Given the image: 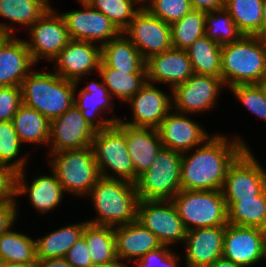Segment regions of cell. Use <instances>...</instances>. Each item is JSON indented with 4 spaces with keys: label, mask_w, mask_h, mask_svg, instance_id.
I'll return each instance as SVG.
<instances>
[{
    "label": "cell",
    "mask_w": 266,
    "mask_h": 267,
    "mask_svg": "<svg viewBox=\"0 0 266 267\" xmlns=\"http://www.w3.org/2000/svg\"><path fill=\"white\" fill-rule=\"evenodd\" d=\"M147 82L168 83L171 91L194 74L186 50L171 47L146 60Z\"/></svg>",
    "instance_id": "ffe728a7"
},
{
    "label": "cell",
    "mask_w": 266,
    "mask_h": 267,
    "mask_svg": "<svg viewBox=\"0 0 266 267\" xmlns=\"http://www.w3.org/2000/svg\"><path fill=\"white\" fill-rule=\"evenodd\" d=\"M12 122L22 143H49L50 121L37 110L22 104Z\"/></svg>",
    "instance_id": "f546056e"
},
{
    "label": "cell",
    "mask_w": 266,
    "mask_h": 267,
    "mask_svg": "<svg viewBox=\"0 0 266 267\" xmlns=\"http://www.w3.org/2000/svg\"><path fill=\"white\" fill-rule=\"evenodd\" d=\"M226 226L204 227L187 231L186 265L209 267L222 257Z\"/></svg>",
    "instance_id": "44dd1931"
},
{
    "label": "cell",
    "mask_w": 266,
    "mask_h": 267,
    "mask_svg": "<svg viewBox=\"0 0 266 267\" xmlns=\"http://www.w3.org/2000/svg\"><path fill=\"white\" fill-rule=\"evenodd\" d=\"M209 267H242L223 256L215 260Z\"/></svg>",
    "instance_id": "816d5d0a"
},
{
    "label": "cell",
    "mask_w": 266,
    "mask_h": 267,
    "mask_svg": "<svg viewBox=\"0 0 266 267\" xmlns=\"http://www.w3.org/2000/svg\"><path fill=\"white\" fill-rule=\"evenodd\" d=\"M146 9L153 16L172 25L188 14L192 7L189 0H154Z\"/></svg>",
    "instance_id": "60d3db41"
},
{
    "label": "cell",
    "mask_w": 266,
    "mask_h": 267,
    "mask_svg": "<svg viewBox=\"0 0 266 267\" xmlns=\"http://www.w3.org/2000/svg\"><path fill=\"white\" fill-rule=\"evenodd\" d=\"M192 9L212 12L224 8L225 0H189Z\"/></svg>",
    "instance_id": "c3c4849f"
},
{
    "label": "cell",
    "mask_w": 266,
    "mask_h": 267,
    "mask_svg": "<svg viewBox=\"0 0 266 267\" xmlns=\"http://www.w3.org/2000/svg\"><path fill=\"white\" fill-rule=\"evenodd\" d=\"M256 85L258 88L261 90L263 96L266 99V76H263L257 83Z\"/></svg>",
    "instance_id": "9f6ffc18"
},
{
    "label": "cell",
    "mask_w": 266,
    "mask_h": 267,
    "mask_svg": "<svg viewBox=\"0 0 266 267\" xmlns=\"http://www.w3.org/2000/svg\"><path fill=\"white\" fill-rule=\"evenodd\" d=\"M76 96H74V105L96 130L106 129L120 121V118L104 120L101 118L95 122L96 118H100L101 114H103L104 110H111V101L114 97L109 93L103 82L92 81L85 88H82L79 91V95Z\"/></svg>",
    "instance_id": "d4e9b609"
},
{
    "label": "cell",
    "mask_w": 266,
    "mask_h": 267,
    "mask_svg": "<svg viewBox=\"0 0 266 267\" xmlns=\"http://www.w3.org/2000/svg\"><path fill=\"white\" fill-rule=\"evenodd\" d=\"M109 93L128 102L147 82V72H123L109 66L97 71Z\"/></svg>",
    "instance_id": "1f68e13d"
},
{
    "label": "cell",
    "mask_w": 266,
    "mask_h": 267,
    "mask_svg": "<svg viewBox=\"0 0 266 267\" xmlns=\"http://www.w3.org/2000/svg\"><path fill=\"white\" fill-rule=\"evenodd\" d=\"M65 258L72 267H90L93 265L86 239L83 235L68 250Z\"/></svg>",
    "instance_id": "f6af8a7d"
},
{
    "label": "cell",
    "mask_w": 266,
    "mask_h": 267,
    "mask_svg": "<svg viewBox=\"0 0 266 267\" xmlns=\"http://www.w3.org/2000/svg\"><path fill=\"white\" fill-rule=\"evenodd\" d=\"M14 26L12 23H0V49L2 45L12 36V31H14Z\"/></svg>",
    "instance_id": "f907efd6"
},
{
    "label": "cell",
    "mask_w": 266,
    "mask_h": 267,
    "mask_svg": "<svg viewBox=\"0 0 266 267\" xmlns=\"http://www.w3.org/2000/svg\"><path fill=\"white\" fill-rule=\"evenodd\" d=\"M96 131L82 116L81 111L73 105L62 115L50 121L48 143L52 144L50 153L91 146Z\"/></svg>",
    "instance_id": "5bb4252c"
},
{
    "label": "cell",
    "mask_w": 266,
    "mask_h": 267,
    "mask_svg": "<svg viewBox=\"0 0 266 267\" xmlns=\"http://www.w3.org/2000/svg\"><path fill=\"white\" fill-rule=\"evenodd\" d=\"M87 3L109 18L120 32L129 26L134 16L141 10L140 7L134 8L136 0H90Z\"/></svg>",
    "instance_id": "f35d334b"
},
{
    "label": "cell",
    "mask_w": 266,
    "mask_h": 267,
    "mask_svg": "<svg viewBox=\"0 0 266 267\" xmlns=\"http://www.w3.org/2000/svg\"><path fill=\"white\" fill-rule=\"evenodd\" d=\"M206 12L192 9L182 19L170 25L172 46L188 49L197 39L205 35Z\"/></svg>",
    "instance_id": "8d00e7d4"
},
{
    "label": "cell",
    "mask_w": 266,
    "mask_h": 267,
    "mask_svg": "<svg viewBox=\"0 0 266 267\" xmlns=\"http://www.w3.org/2000/svg\"><path fill=\"white\" fill-rule=\"evenodd\" d=\"M137 221L149 229L162 245L184 242L187 235L184 223L171 200H139Z\"/></svg>",
    "instance_id": "30bf717a"
},
{
    "label": "cell",
    "mask_w": 266,
    "mask_h": 267,
    "mask_svg": "<svg viewBox=\"0 0 266 267\" xmlns=\"http://www.w3.org/2000/svg\"><path fill=\"white\" fill-rule=\"evenodd\" d=\"M168 246L162 245L156 250L149 251L141 259L135 260L136 267H177L180 257Z\"/></svg>",
    "instance_id": "ee69618b"
},
{
    "label": "cell",
    "mask_w": 266,
    "mask_h": 267,
    "mask_svg": "<svg viewBox=\"0 0 266 267\" xmlns=\"http://www.w3.org/2000/svg\"><path fill=\"white\" fill-rule=\"evenodd\" d=\"M116 257L121 260L141 259L149 251L162 246L158 238L137 220L114 227Z\"/></svg>",
    "instance_id": "7402d4cb"
},
{
    "label": "cell",
    "mask_w": 266,
    "mask_h": 267,
    "mask_svg": "<svg viewBox=\"0 0 266 267\" xmlns=\"http://www.w3.org/2000/svg\"><path fill=\"white\" fill-rule=\"evenodd\" d=\"M49 8L48 0H0V16L27 28Z\"/></svg>",
    "instance_id": "d590c367"
},
{
    "label": "cell",
    "mask_w": 266,
    "mask_h": 267,
    "mask_svg": "<svg viewBox=\"0 0 266 267\" xmlns=\"http://www.w3.org/2000/svg\"><path fill=\"white\" fill-rule=\"evenodd\" d=\"M80 2H81V4L82 3H87V2H89L90 0H79Z\"/></svg>",
    "instance_id": "91938a15"
},
{
    "label": "cell",
    "mask_w": 266,
    "mask_h": 267,
    "mask_svg": "<svg viewBox=\"0 0 266 267\" xmlns=\"http://www.w3.org/2000/svg\"><path fill=\"white\" fill-rule=\"evenodd\" d=\"M243 34L238 30L231 15L225 10H215L206 12L205 16V36L225 45L237 41Z\"/></svg>",
    "instance_id": "74e56055"
},
{
    "label": "cell",
    "mask_w": 266,
    "mask_h": 267,
    "mask_svg": "<svg viewBox=\"0 0 266 267\" xmlns=\"http://www.w3.org/2000/svg\"><path fill=\"white\" fill-rule=\"evenodd\" d=\"M22 104L21 86H0V122L12 121Z\"/></svg>",
    "instance_id": "7bdbcfd3"
},
{
    "label": "cell",
    "mask_w": 266,
    "mask_h": 267,
    "mask_svg": "<svg viewBox=\"0 0 266 267\" xmlns=\"http://www.w3.org/2000/svg\"><path fill=\"white\" fill-rule=\"evenodd\" d=\"M37 267H72L65 257L37 260Z\"/></svg>",
    "instance_id": "681fc988"
},
{
    "label": "cell",
    "mask_w": 266,
    "mask_h": 267,
    "mask_svg": "<svg viewBox=\"0 0 266 267\" xmlns=\"http://www.w3.org/2000/svg\"><path fill=\"white\" fill-rule=\"evenodd\" d=\"M146 61L172 46L170 25L141 9L123 31Z\"/></svg>",
    "instance_id": "7c38bea8"
},
{
    "label": "cell",
    "mask_w": 266,
    "mask_h": 267,
    "mask_svg": "<svg viewBox=\"0 0 266 267\" xmlns=\"http://www.w3.org/2000/svg\"><path fill=\"white\" fill-rule=\"evenodd\" d=\"M83 236L93 264H109L116 262V246L114 227L87 223Z\"/></svg>",
    "instance_id": "d6a6232c"
},
{
    "label": "cell",
    "mask_w": 266,
    "mask_h": 267,
    "mask_svg": "<svg viewBox=\"0 0 266 267\" xmlns=\"http://www.w3.org/2000/svg\"><path fill=\"white\" fill-rule=\"evenodd\" d=\"M34 64L25 40L11 36L0 49V86H21Z\"/></svg>",
    "instance_id": "603a6c76"
},
{
    "label": "cell",
    "mask_w": 266,
    "mask_h": 267,
    "mask_svg": "<svg viewBox=\"0 0 266 267\" xmlns=\"http://www.w3.org/2000/svg\"><path fill=\"white\" fill-rule=\"evenodd\" d=\"M230 90L248 110L266 121V99L256 84H238Z\"/></svg>",
    "instance_id": "b9f144b4"
},
{
    "label": "cell",
    "mask_w": 266,
    "mask_h": 267,
    "mask_svg": "<svg viewBox=\"0 0 266 267\" xmlns=\"http://www.w3.org/2000/svg\"><path fill=\"white\" fill-rule=\"evenodd\" d=\"M171 201L187 231L228 224L222 190L181 189Z\"/></svg>",
    "instance_id": "5b68a950"
},
{
    "label": "cell",
    "mask_w": 266,
    "mask_h": 267,
    "mask_svg": "<svg viewBox=\"0 0 266 267\" xmlns=\"http://www.w3.org/2000/svg\"><path fill=\"white\" fill-rule=\"evenodd\" d=\"M54 11L49 8L29 27L31 40L25 42L35 63L44 57L53 61L71 40L63 17Z\"/></svg>",
    "instance_id": "8fae6325"
},
{
    "label": "cell",
    "mask_w": 266,
    "mask_h": 267,
    "mask_svg": "<svg viewBox=\"0 0 266 267\" xmlns=\"http://www.w3.org/2000/svg\"><path fill=\"white\" fill-rule=\"evenodd\" d=\"M83 10L62 13L71 40L97 42L100 46L116 38L121 32L100 11L88 3H82Z\"/></svg>",
    "instance_id": "9a60e30c"
},
{
    "label": "cell",
    "mask_w": 266,
    "mask_h": 267,
    "mask_svg": "<svg viewBox=\"0 0 266 267\" xmlns=\"http://www.w3.org/2000/svg\"><path fill=\"white\" fill-rule=\"evenodd\" d=\"M0 267H37V262H29V263L1 262Z\"/></svg>",
    "instance_id": "f5cc1de1"
},
{
    "label": "cell",
    "mask_w": 266,
    "mask_h": 267,
    "mask_svg": "<svg viewBox=\"0 0 266 267\" xmlns=\"http://www.w3.org/2000/svg\"><path fill=\"white\" fill-rule=\"evenodd\" d=\"M222 85L221 77L193 74L171 91L172 109L184 114L207 111L215 105Z\"/></svg>",
    "instance_id": "4fadbf2b"
},
{
    "label": "cell",
    "mask_w": 266,
    "mask_h": 267,
    "mask_svg": "<svg viewBox=\"0 0 266 267\" xmlns=\"http://www.w3.org/2000/svg\"><path fill=\"white\" fill-rule=\"evenodd\" d=\"M261 38L266 39V0H263V21L261 26Z\"/></svg>",
    "instance_id": "db71d44e"
},
{
    "label": "cell",
    "mask_w": 266,
    "mask_h": 267,
    "mask_svg": "<svg viewBox=\"0 0 266 267\" xmlns=\"http://www.w3.org/2000/svg\"><path fill=\"white\" fill-rule=\"evenodd\" d=\"M25 177L24 170L17 172L16 196H21L23 193L26 194V192L29 193L30 202L37 211L45 214L61 202L63 193L65 192L53 172L52 176H37L31 186H27Z\"/></svg>",
    "instance_id": "484cf974"
},
{
    "label": "cell",
    "mask_w": 266,
    "mask_h": 267,
    "mask_svg": "<svg viewBox=\"0 0 266 267\" xmlns=\"http://www.w3.org/2000/svg\"><path fill=\"white\" fill-rule=\"evenodd\" d=\"M90 267H127L126 264H123L122 261L120 262L117 260L116 262H112L109 264H93Z\"/></svg>",
    "instance_id": "11a10c76"
},
{
    "label": "cell",
    "mask_w": 266,
    "mask_h": 267,
    "mask_svg": "<svg viewBox=\"0 0 266 267\" xmlns=\"http://www.w3.org/2000/svg\"><path fill=\"white\" fill-rule=\"evenodd\" d=\"M222 256L242 267H250L265 258L263 230L227 224Z\"/></svg>",
    "instance_id": "2e32d148"
},
{
    "label": "cell",
    "mask_w": 266,
    "mask_h": 267,
    "mask_svg": "<svg viewBox=\"0 0 266 267\" xmlns=\"http://www.w3.org/2000/svg\"><path fill=\"white\" fill-rule=\"evenodd\" d=\"M266 76V39L242 35L222 45L221 78L228 88L238 84H256Z\"/></svg>",
    "instance_id": "7a4b0ae2"
},
{
    "label": "cell",
    "mask_w": 266,
    "mask_h": 267,
    "mask_svg": "<svg viewBox=\"0 0 266 267\" xmlns=\"http://www.w3.org/2000/svg\"><path fill=\"white\" fill-rule=\"evenodd\" d=\"M228 223L263 228L266 225V189L255 199H225Z\"/></svg>",
    "instance_id": "f1b7e54d"
},
{
    "label": "cell",
    "mask_w": 266,
    "mask_h": 267,
    "mask_svg": "<svg viewBox=\"0 0 266 267\" xmlns=\"http://www.w3.org/2000/svg\"><path fill=\"white\" fill-rule=\"evenodd\" d=\"M87 223L88 220L67 225L35 240L37 260L65 257L68 250L83 235Z\"/></svg>",
    "instance_id": "83f0119b"
},
{
    "label": "cell",
    "mask_w": 266,
    "mask_h": 267,
    "mask_svg": "<svg viewBox=\"0 0 266 267\" xmlns=\"http://www.w3.org/2000/svg\"><path fill=\"white\" fill-rule=\"evenodd\" d=\"M153 1L154 0H136V3L137 5L141 4V7H140L141 9H146L148 6H150L153 3Z\"/></svg>",
    "instance_id": "6f0895ef"
},
{
    "label": "cell",
    "mask_w": 266,
    "mask_h": 267,
    "mask_svg": "<svg viewBox=\"0 0 266 267\" xmlns=\"http://www.w3.org/2000/svg\"><path fill=\"white\" fill-rule=\"evenodd\" d=\"M15 201L0 203V235L9 231L17 219V204Z\"/></svg>",
    "instance_id": "7dc6e473"
},
{
    "label": "cell",
    "mask_w": 266,
    "mask_h": 267,
    "mask_svg": "<svg viewBox=\"0 0 266 267\" xmlns=\"http://www.w3.org/2000/svg\"><path fill=\"white\" fill-rule=\"evenodd\" d=\"M180 112L168 113L157 128L163 147L185 153L201 145L208 137L205 130Z\"/></svg>",
    "instance_id": "d6986e66"
},
{
    "label": "cell",
    "mask_w": 266,
    "mask_h": 267,
    "mask_svg": "<svg viewBox=\"0 0 266 267\" xmlns=\"http://www.w3.org/2000/svg\"><path fill=\"white\" fill-rule=\"evenodd\" d=\"M224 8L243 35L261 37L263 0H225Z\"/></svg>",
    "instance_id": "836d02e7"
},
{
    "label": "cell",
    "mask_w": 266,
    "mask_h": 267,
    "mask_svg": "<svg viewBox=\"0 0 266 267\" xmlns=\"http://www.w3.org/2000/svg\"><path fill=\"white\" fill-rule=\"evenodd\" d=\"M20 141L12 121L0 122V164L14 169L16 172L25 169L26 157L17 158L20 152ZM15 157L17 160L14 161ZM12 160L14 162H12Z\"/></svg>",
    "instance_id": "ab89813d"
},
{
    "label": "cell",
    "mask_w": 266,
    "mask_h": 267,
    "mask_svg": "<svg viewBox=\"0 0 266 267\" xmlns=\"http://www.w3.org/2000/svg\"><path fill=\"white\" fill-rule=\"evenodd\" d=\"M48 160L64 192L88 195L101 177L91 146L50 153Z\"/></svg>",
    "instance_id": "52a82bcc"
},
{
    "label": "cell",
    "mask_w": 266,
    "mask_h": 267,
    "mask_svg": "<svg viewBox=\"0 0 266 267\" xmlns=\"http://www.w3.org/2000/svg\"><path fill=\"white\" fill-rule=\"evenodd\" d=\"M16 175L14 169L0 164V203L15 200Z\"/></svg>",
    "instance_id": "bcb514c9"
},
{
    "label": "cell",
    "mask_w": 266,
    "mask_h": 267,
    "mask_svg": "<svg viewBox=\"0 0 266 267\" xmlns=\"http://www.w3.org/2000/svg\"><path fill=\"white\" fill-rule=\"evenodd\" d=\"M0 259L2 262H37L36 241L10 229L0 235Z\"/></svg>",
    "instance_id": "e575fe53"
},
{
    "label": "cell",
    "mask_w": 266,
    "mask_h": 267,
    "mask_svg": "<svg viewBox=\"0 0 266 267\" xmlns=\"http://www.w3.org/2000/svg\"><path fill=\"white\" fill-rule=\"evenodd\" d=\"M88 195L98 214L89 223L116 227L137 220L139 197L135 183L101 176Z\"/></svg>",
    "instance_id": "3957f363"
},
{
    "label": "cell",
    "mask_w": 266,
    "mask_h": 267,
    "mask_svg": "<svg viewBox=\"0 0 266 267\" xmlns=\"http://www.w3.org/2000/svg\"><path fill=\"white\" fill-rule=\"evenodd\" d=\"M262 230H263L264 250L266 255V225L262 228Z\"/></svg>",
    "instance_id": "680465c9"
},
{
    "label": "cell",
    "mask_w": 266,
    "mask_h": 267,
    "mask_svg": "<svg viewBox=\"0 0 266 267\" xmlns=\"http://www.w3.org/2000/svg\"><path fill=\"white\" fill-rule=\"evenodd\" d=\"M182 153L162 147L135 183L139 200H172L181 190Z\"/></svg>",
    "instance_id": "ba28073f"
},
{
    "label": "cell",
    "mask_w": 266,
    "mask_h": 267,
    "mask_svg": "<svg viewBox=\"0 0 266 267\" xmlns=\"http://www.w3.org/2000/svg\"><path fill=\"white\" fill-rule=\"evenodd\" d=\"M145 65L146 61L123 32L101 46L99 66H109L123 72H147Z\"/></svg>",
    "instance_id": "4316f807"
},
{
    "label": "cell",
    "mask_w": 266,
    "mask_h": 267,
    "mask_svg": "<svg viewBox=\"0 0 266 267\" xmlns=\"http://www.w3.org/2000/svg\"><path fill=\"white\" fill-rule=\"evenodd\" d=\"M171 96H167L152 83L146 84L128 101L133 110V120L120 122L135 127H150L157 129L161 121L172 111Z\"/></svg>",
    "instance_id": "ac0fdd59"
},
{
    "label": "cell",
    "mask_w": 266,
    "mask_h": 267,
    "mask_svg": "<svg viewBox=\"0 0 266 267\" xmlns=\"http://www.w3.org/2000/svg\"><path fill=\"white\" fill-rule=\"evenodd\" d=\"M78 84L50 72L31 71L22 81V103L49 121L74 105Z\"/></svg>",
    "instance_id": "277c9868"
},
{
    "label": "cell",
    "mask_w": 266,
    "mask_h": 267,
    "mask_svg": "<svg viewBox=\"0 0 266 267\" xmlns=\"http://www.w3.org/2000/svg\"><path fill=\"white\" fill-rule=\"evenodd\" d=\"M212 136L196 152L182 154L181 189L222 190L228 167L248 147L239 137L229 141L223 135Z\"/></svg>",
    "instance_id": "6da1fadb"
},
{
    "label": "cell",
    "mask_w": 266,
    "mask_h": 267,
    "mask_svg": "<svg viewBox=\"0 0 266 267\" xmlns=\"http://www.w3.org/2000/svg\"><path fill=\"white\" fill-rule=\"evenodd\" d=\"M100 175L136 183L135 173L125 137V124L120 121L106 129L97 130L91 143ZM110 169L112 173L107 171Z\"/></svg>",
    "instance_id": "8992f818"
},
{
    "label": "cell",
    "mask_w": 266,
    "mask_h": 267,
    "mask_svg": "<svg viewBox=\"0 0 266 267\" xmlns=\"http://www.w3.org/2000/svg\"><path fill=\"white\" fill-rule=\"evenodd\" d=\"M266 189V170L247 147L228 167L224 199H255Z\"/></svg>",
    "instance_id": "9c48e42d"
},
{
    "label": "cell",
    "mask_w": 266,
    "mask_h": 267,
    "mask_svg": "<svg viewBox=\"0 0 266 267\" xmlns=\"http://www.w3.org/2000/svg\"><path fill=\"white\" fill-rule=\"evenodd\" d=\"M125 137L135 173L139 177L151 167L163 147L159 132L155 128L125 124Z\"/></svg>",
    "instance_id": "cb8c5ba5"
},
{
    "label": "cell",
    "mask_w": 266,
    "mask_h": 267,
    "mask_svg": "<svg viewBox=\"0 0 266 267\" xmlns=\"http://www.w3.org/2000/svg\"><path fill=\"white\" fill-rule=\"evenodd\" d=\"M221 48L204 35L186 49L194 74L221 77Z\"/></svg>",
    "instance_id": "4dcf8cb0"
},
{
    "label": "cell",
    "mask_w": 266,
    "mask_h": 267,
    "mask_svg": "<svg viewBox=\"0 0 266 267\" xmlns=\"http://www.w3.org/2000/svg\"><path fill=\"white\" fill-rule=\"evenodd\" d=\"M97 46V47H96ZM60 77L80 83L84 75H90L99 69L101 62V46L87 41L70 40L62 51L54 58Z\"/></svg>",
    "instance_id": "e0dca14e"
}]
</instances>
